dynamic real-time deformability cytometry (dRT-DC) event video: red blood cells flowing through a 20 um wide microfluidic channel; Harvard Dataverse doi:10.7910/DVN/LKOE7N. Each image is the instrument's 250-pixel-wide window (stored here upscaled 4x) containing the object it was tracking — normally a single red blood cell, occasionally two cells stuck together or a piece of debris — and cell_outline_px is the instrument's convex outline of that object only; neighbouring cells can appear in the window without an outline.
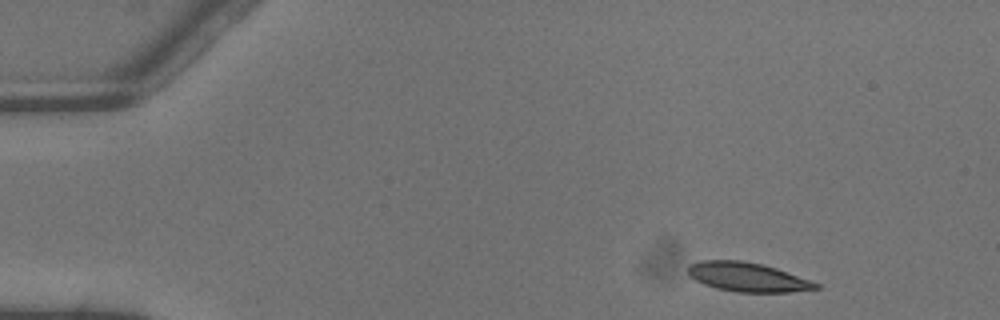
{"species": "common noctule bat (a hibernating species)", "species_latin": "Nyctalus noctula", "temperature_condition": "warm", "stored_images_in_passage": 4, "camera_frame_rate_fps": 3000, "um_per_image_px": 0.085, "animal": {"sex": "male", "body_mass_g": 13.3}, "frame": {"image": 1, "passage_image": 1, "time_ms": 0.0, "image_size_px": [1000, 320], "cell_outline_px": [[820, 288], [788, 292], [736, 292], [716, 288], [704, 284], [696, 280], [688, 272], [688, 268], [692, 264], [700, 260], [740, 260], [760, 264], [776, 268], [820, 284]], "centroid_in_image_um": [63.54, 23.55], "position_along_channel_um": 21.5, "area_um2": 21.39}}
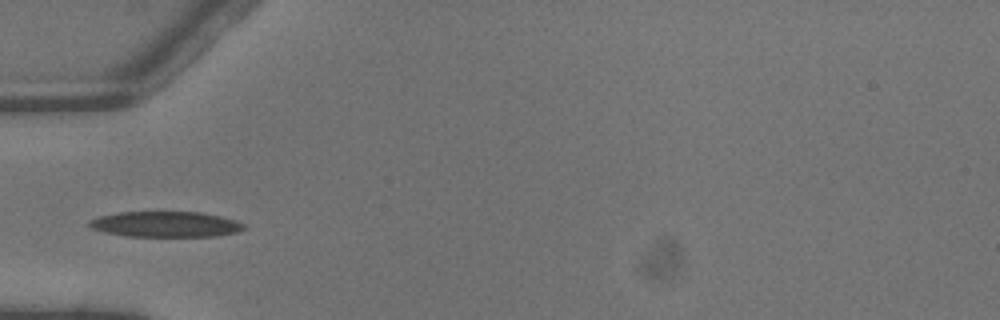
{"frame": {"image": 2, "passage_image": 4, "time_ms": 1.0, "image_size_px": [1000, 320], "cell_outline_px": [[248, 228], [236, 232], [216, 236], [124, 236], [104, 232], [92, 228], [88, 224], [88, 220], [100, 216], [120, 212], [204, 212], [220, 216], [244, 224]], "centroid_in_image_um": [14.07, 19.06], "position_along_channel_um": 70.9, "area_um2": 23.0}}